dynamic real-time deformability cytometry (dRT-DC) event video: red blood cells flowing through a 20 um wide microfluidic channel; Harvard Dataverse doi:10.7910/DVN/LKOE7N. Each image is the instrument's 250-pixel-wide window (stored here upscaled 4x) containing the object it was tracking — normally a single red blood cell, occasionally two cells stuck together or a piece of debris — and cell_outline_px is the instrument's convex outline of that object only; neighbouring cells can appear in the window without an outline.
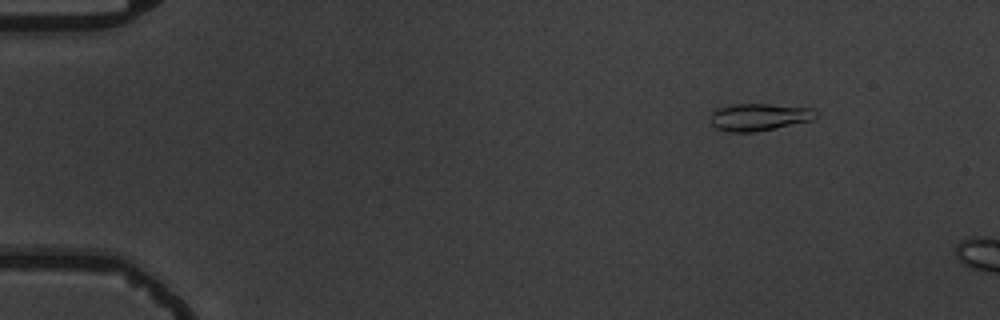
{"species": "common noctule bat (a hibernating species)", "species_latin": "Nyctalus noctula", "temperature_condition": "warm", "stored_images_in_passage": 6, "camera_frame_rate_fps": 3000, "um_per_image_px": 0.085, "animal": {"sex": "male", "body_mass_g": 19.5, "forearm_length_mm": 54.6}, "frame": {"image": 1, "passage_image": 2, "time_ms": 1.333, "image_size_px": [1000, 320], "cell_outline_px": [[816, 116], [812, 120], [756, 132], [728, 132], [716, 128], [708, 120], [712, 112], [716, 108], [732, 104], [768, 104], [812, 108], [816, 112]], "centroid_in_image_um": [64.46, 9.95], "position_along_channel_um": 20.5, "area_um2": 16.82}}